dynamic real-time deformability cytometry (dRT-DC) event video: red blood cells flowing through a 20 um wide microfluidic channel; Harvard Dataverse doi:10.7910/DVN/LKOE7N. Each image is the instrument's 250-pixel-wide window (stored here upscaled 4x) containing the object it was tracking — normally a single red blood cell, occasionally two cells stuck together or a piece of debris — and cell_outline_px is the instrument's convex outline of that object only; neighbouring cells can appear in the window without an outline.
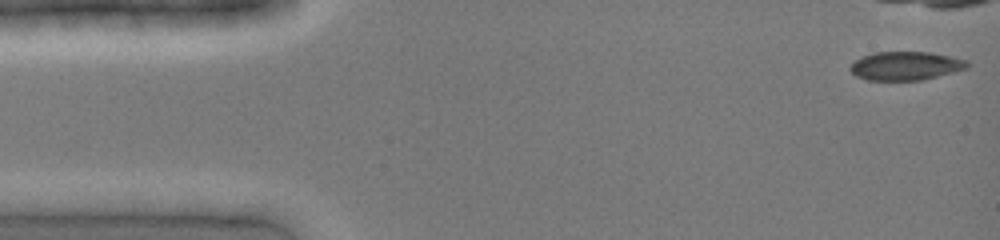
{"species": "common noctule bat (a hibernating species)", "species_latin": "Nyctalus noctula", "temperature_condition": "cold", "stored_images_in_passage": 31, "camera_frame_rate_fps": 3000, "um_per_image_px": 0.085, "animal": {"sex": "female", "body_mass_g": 19.0, "forearm_length_mm": 51.5}, "frame": {"image": 1, "passage_image": 1, "time_ms": 0.0, "image_size_px": [1000, 240], "cell_outline_px": [[968, 68], [920, 80], [868, 80], [856, 76], [848, 68], [856, 60], [872, 52], [928, 52], [952, 56], [968, 60]], "centroid_in_image_um": [76.98, 5.59], "position_along_channel_um": 8.0, "area_um2": 19.36}}
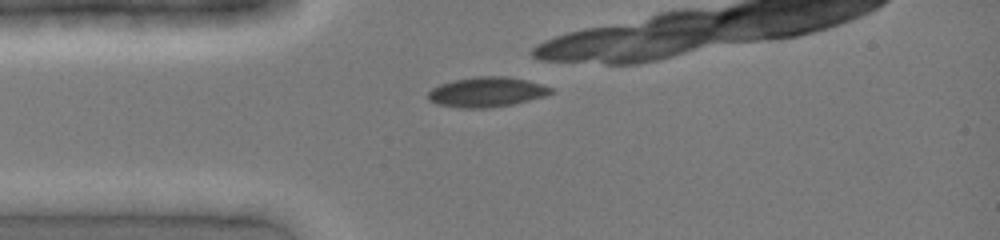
{"frame": {"image": 2, "passage_image": 10, "time_ms": 3.0, "image_size_px": [1000, 240], "cell_outline_px": [[552, 92], [544, 96], [512, 104], [492, 108], [460, 108], [436, 104], [428, 100], [428, 92], [432, 88], [440, 84], [456, 80], [476, 76], [508, 76], [528, 80], [552, 88]], "centroid_in_image_um": [41.34, 7.82], "position_along_channel_um": 43.7, "area_um2": 21.39}}